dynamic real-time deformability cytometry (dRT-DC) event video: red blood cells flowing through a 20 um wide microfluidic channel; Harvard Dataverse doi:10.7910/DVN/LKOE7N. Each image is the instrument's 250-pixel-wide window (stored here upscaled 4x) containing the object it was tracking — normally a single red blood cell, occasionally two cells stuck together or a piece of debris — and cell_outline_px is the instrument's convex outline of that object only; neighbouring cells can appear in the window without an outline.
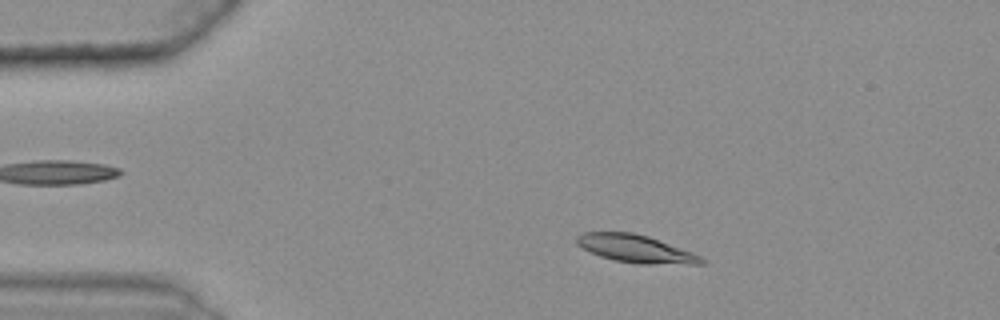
{"species": "common noctule bat (a hibernating species)", "species_latin": "Nyctalus noctula", "temperature_condition": "warm", "stored_images_in_passage": 44, "camera_frame_rate_fps": 3000, "um_per_image_px": 0.085, "animal": {"sex": "female", "body_mass_g": 25.1}, "frame": {"image": 1, "passage_image": 8, "time_ms": 2.333, "image_size_px": [1000, 320], "cell_outline_px": [[708, 260], [704, 264], [636, 264], [612, 260], [600, 256], [576, 244], [576, 236], [580, 232], [632, 232], [648, 236], [692, 252]], "centroid_in_image_um": [54.04, 21.15], "position_along_channel_um": 31.0, "area_um2": 20.29}}
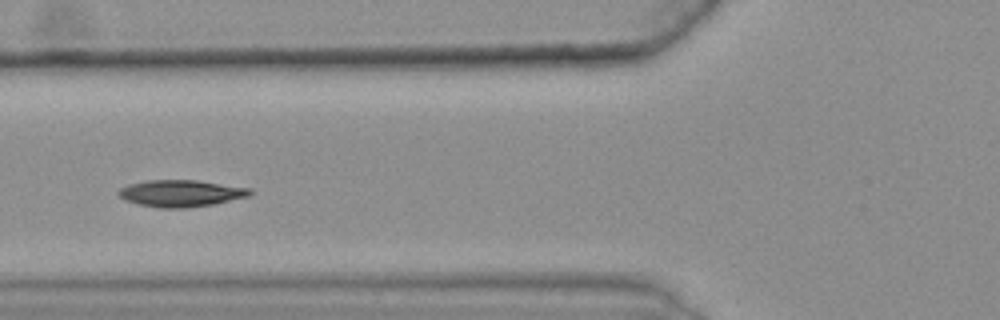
{"frame": {"image": 2, "passage_image": 19, "time_ms": 6.0, "image_size_px": [1000, 320], "cell_outline_px": [[252, 192], [248, 196], [212, 204], [188, 208], [160, 208], [140, 204], [124, 200], [116, 192], [120, 188], [128, 184], [148, 180], [196, 180], [252, 188]], "centroid_in_image_um": [15.35, 16.43], "position_along_channel_um": 110.4, "area_um2": 20.46}}
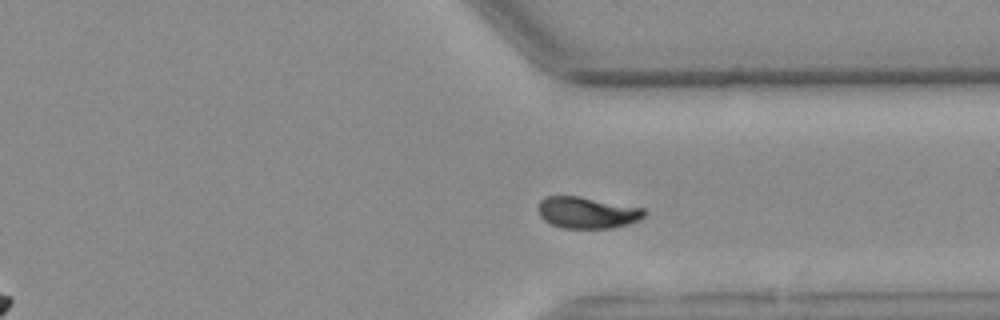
{"frame": {"image": 3, "passage_image": 40, "time_ms": 13.0, "image_size_px": [1000, 320], "cell_outline_px": [[648, 212], [640, 220], [628, 224], [612, 228], [564, 228], [552, 224], [544, 220], [540, 216], [540, 200], [544, 196], [576, 196], [644, 208]], "centroid_in_image_um": [49.95, 18.08], "position_along_channel_um": 361.5, "area_um2": 19.31}, "authors_computed_cell_mechanics": {"area_um2": 19.941, "velocity_mm_per_s": 3.5889, "shape_relaxation_time_tau1_ms": 4.5483, "shape_relaxation_time_tau2_ms": 2.1485, "deformation_change_tau1": 0.1564, "deformation_change_tau2": 0.0587}}